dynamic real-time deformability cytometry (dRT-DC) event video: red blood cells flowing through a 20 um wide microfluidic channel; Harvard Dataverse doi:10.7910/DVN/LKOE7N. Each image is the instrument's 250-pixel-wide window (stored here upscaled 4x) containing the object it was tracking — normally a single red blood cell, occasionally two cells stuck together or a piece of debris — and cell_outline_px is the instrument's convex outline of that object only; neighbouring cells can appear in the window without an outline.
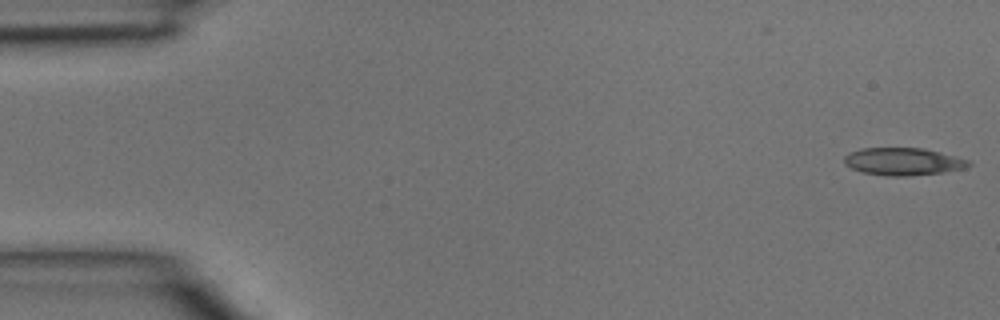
{"species": "common noctule bat (a hibernating species)", "species_latin": "Nyctalus noctula", "temperature_condition": "room temperature", "stored_images_in_passage": 3, "camera_frame_rate_fps": 3000, "um_per_image_px": 0.085, "animal": {"sex": "male", "body_mass_g": 15.6}, "frame": {"image": 1, "passage_image": 1, "time_ms": 0.0, "image_size_px": [1000, 320], "cell_outline_px": [[972, 164], [964, 168], [944, 172], [908, 176], [888, 176], [864, 172], [852, 168], [844, 164], [844, 156], [852, 152], [864, 148], [924, 148], [940, 152], [968, 160]], "centroid_in_image_um": [76.77, 13.73], "position_along_channel_um": 8.2, "area_um2": 19.71}}